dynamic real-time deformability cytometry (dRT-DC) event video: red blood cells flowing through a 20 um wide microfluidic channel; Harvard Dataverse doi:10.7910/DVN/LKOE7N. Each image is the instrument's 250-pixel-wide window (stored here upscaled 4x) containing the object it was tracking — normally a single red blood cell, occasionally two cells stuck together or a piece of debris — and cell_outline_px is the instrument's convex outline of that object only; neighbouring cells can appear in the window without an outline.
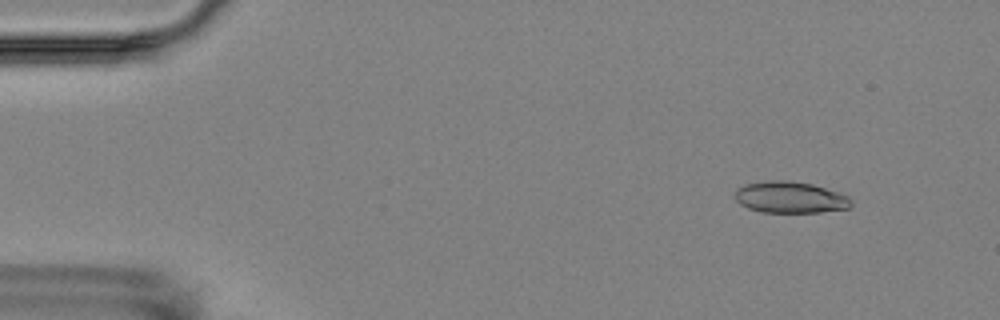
{"species": "Egyptian fruit bat (a non-hibernating species)", "species_latin": "Rousettus aegyptiacus", "temperature_condition": "room temperature", "stored_images_in_passage": 4, "camera_frame_rate_fps": 3000, "um_per_image_px": 0.085, "animal": {"sex": "female"}, "frame": {"image": 1, "passage_image": 1, "time_ms": 0.0, "image_size_px": [1000, 320], "cell_outline_px": [[852, 204], [848, 208], [820, 212], [764, 212], [748, 208], [740, 204], [736, 200], [736, 188], [744, 184], [772, 180], [788, 180], [812, 184], [848, 196], [852, 200]], "centroid_in_image_um": [67.15, 16.77], "position_along_channel_um": 17.9, "area_um2": 21.15}}